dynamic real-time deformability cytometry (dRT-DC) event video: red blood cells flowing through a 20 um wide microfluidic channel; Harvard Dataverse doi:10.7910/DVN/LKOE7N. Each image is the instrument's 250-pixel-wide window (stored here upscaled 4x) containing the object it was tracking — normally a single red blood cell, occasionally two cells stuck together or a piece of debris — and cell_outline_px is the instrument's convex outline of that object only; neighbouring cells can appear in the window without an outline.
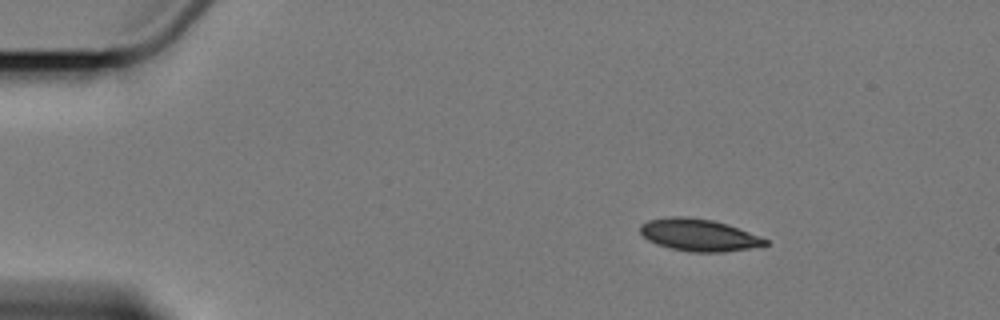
{"species": "Egyptian fruit bat (a non-hibernating species)", "species_latin": "Rousettus aegyptiacus", "temperature_condition": "cold", "stored_images_in_passage": 8, "camera_frame_rate_fps": 3000, "um_per_image_px": 0.085, "animal": {"sex": "female"}, "frame": {"image": 1, "passage_image": 1, "time_ms": 0.0, "image_size_px": [1000, 320], "cell_outline_px": [[768, 244], [764, 248], [724, 252], [692, 252], [672, 248], [656, 244], [648, 240], [640, 232], [640, 224], [648, 220], [668, 216], [688, 216], [712, 220], [728, 224], [768, 240]], "centroid_in_image_um": [59.44, 19.98], "position_along_channel_um": 25.6, "area_um2": 23.76}}
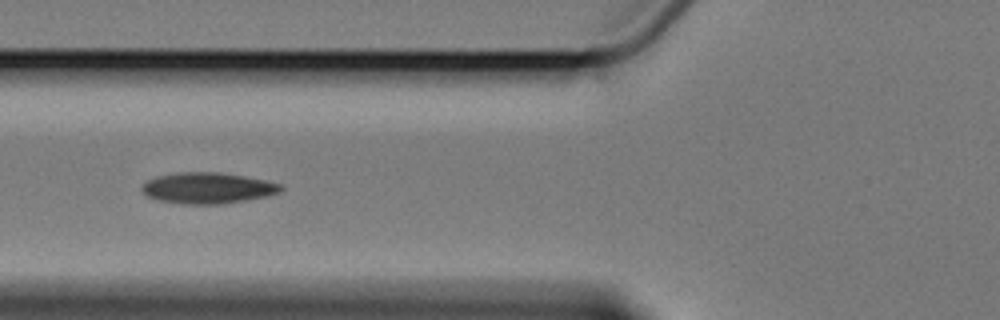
{"frame": {"image": 2, "passage_image": 5, "time_ms": 4.667, "image_size_px": [1000, 320], "cell_outline_px": [[284, 188], [280, 192], [268, 196], [224, 204], [180, 204], [156, 200], [148, 196], [140, 188], [148, 180], [160, 176], [180, 172], [220, 172], [244, 176], [264, 180], [280, 184]], "centroid_in_image_um": [17.67, 15.99], "position_along_channel_um": 108.1, "area_um2": 25.09}}
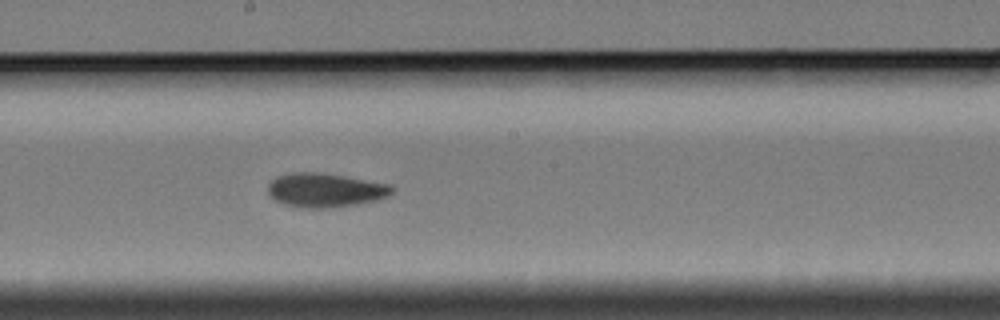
{"frame": {"image": 3, "passage_image": 8, "time_ms": 8.0, "image_size_px": [1000, 320], "cell_outline_px": [[396, 188], [388, 196], [376, 200], [356, 204], [332, 208], [300, 208], [284, 204], [268, 196], [268, 184], [276, 176], [296, 172], [308, 172], [344, 176], [392, 184]], "centroid_in_image_um": [27.65, 16.17], "position_along_channel_um": 220.6, "area_um2": 24.68}}